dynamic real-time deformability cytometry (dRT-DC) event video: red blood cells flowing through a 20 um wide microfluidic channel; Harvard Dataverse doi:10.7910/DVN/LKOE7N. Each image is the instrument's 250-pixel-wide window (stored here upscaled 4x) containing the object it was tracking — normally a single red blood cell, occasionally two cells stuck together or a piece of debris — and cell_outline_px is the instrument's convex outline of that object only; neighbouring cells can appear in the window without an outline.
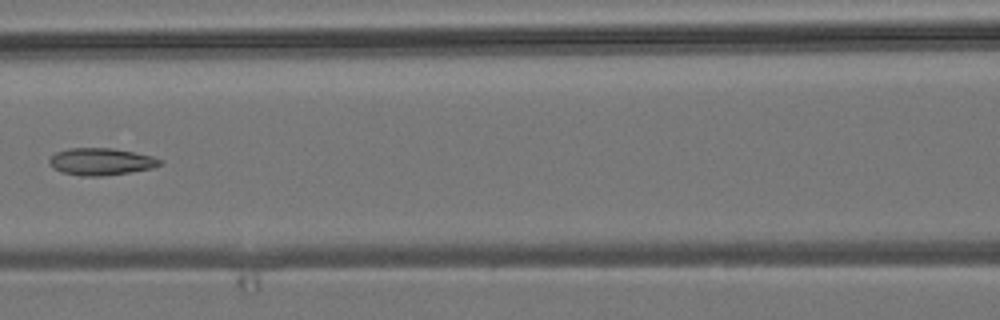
{"species": "common noctule bat (a hibernating species)", "species_latin": "Nyctalus noctula", "temperature_condition": "room temperature", "stored_images_in_passage": 8, "camera_frame_rate_fps": 3000, "um_per_image_px": 0.085, "animal": {"sex": "male", "body_mass_g": 19.2, "forearm_length_mm": 51.8}, "frame": {"image": 1, "passage_image": 7, "time_ms": 7.0, "image_size_px": [1000, 320], "cell_outline_px": [[164, 164], [152, 168], [128, 172], [100, 176], [80, 176], [60, 172], [52, 168], [48, 160], [56, 152], [68, 148], [112, 148], [152, 156], [164, 160]], "centroid_in_image_um": [8.58, 13.74], "position_along_channel_um": 158.0, "area_um2": 17.51}}
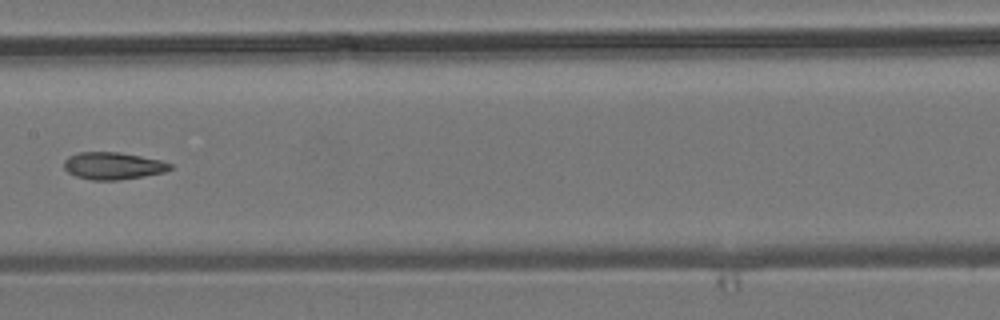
{"frame": {"image": 2, "passage_image": 8, "time_ms": 8.0, "image_size_px": [1000, 320], "cell_outline_px": [[172, 168], [164, 172], [144, 176], [120, 180], [92, 180], [76, 176], [68, 172], [64, 168], [64, 160], [68, 156], [80, 152], [120, 152], [160, 160], [172, 164]], "centroid_in_image_um": [9.6, 14.09], "position_along_channel_um": 197.8, "area_um2": 16.82}}